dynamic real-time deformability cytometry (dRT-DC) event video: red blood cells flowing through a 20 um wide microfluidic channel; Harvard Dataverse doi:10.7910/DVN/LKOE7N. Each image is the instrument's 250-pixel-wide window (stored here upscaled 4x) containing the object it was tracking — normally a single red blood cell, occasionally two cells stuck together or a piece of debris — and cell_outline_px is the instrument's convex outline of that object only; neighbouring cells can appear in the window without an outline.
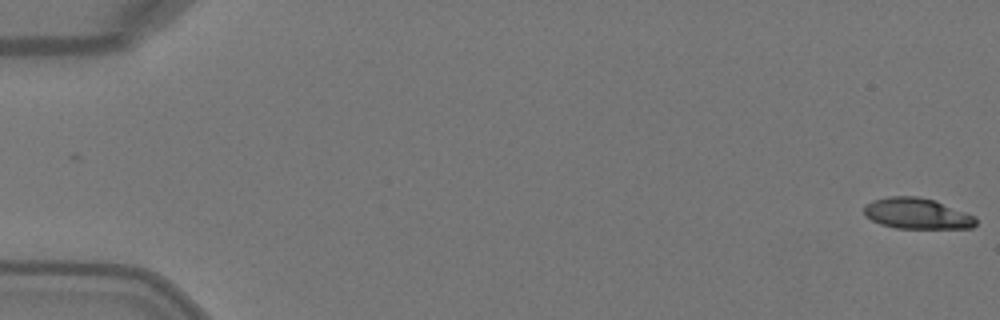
{"species": "Egyptian fruit bat (a non-hibernating species)", "species_latin": "Rousettus aegyptiacus", "temperature_condition": "warm", "stored_images_in_passage": 5, "camera_frame_rate_fps": 3000, "um_per_image_px": 0.085, "animal": {"sex": "female"}, "frame": {"image": 1, "passage_image": 1, "time_ms": 0.0, "image_size_px": [1000, 320], "cell_outline_px": [[976, 224], [972, 228], [896, 228], [880, 224], [864, 216], [864, 204], [872, 200], [888, 196], [916, 196], [936, 200], [976, 216]], "centroid_in_image_um": [77.93, 18.14], "position_along_channel_um": 7.1, "area_um2": 20.35}}
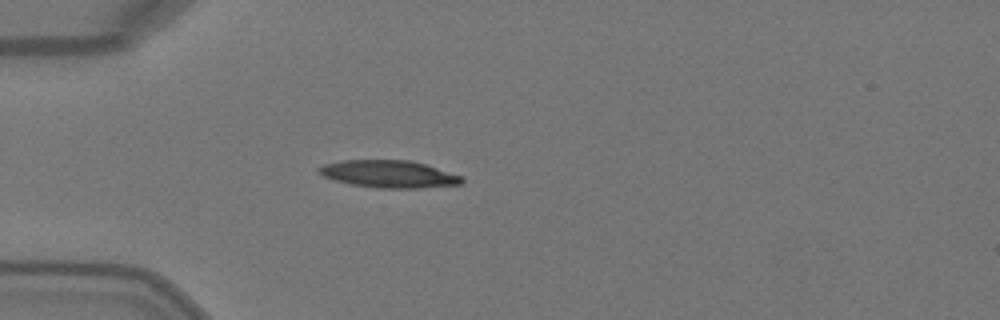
{"frame": {"image": 2, "passage_image": 5, "time_ms": 1.333, "image_size_px": [1000, 320], "cell_outline_px": [[464, 180], [460, 184], [416, 188], [376, 188], [352, 184], [336, 180], [324, 176], [316, 168], [324, 164], [344, 160], [408, 160], [424, 164], [464, 176]], "centroid_in_image_um": [33.07, 14.79], "position_along_channel_um": 51.9, "area_um2": 22.54}}